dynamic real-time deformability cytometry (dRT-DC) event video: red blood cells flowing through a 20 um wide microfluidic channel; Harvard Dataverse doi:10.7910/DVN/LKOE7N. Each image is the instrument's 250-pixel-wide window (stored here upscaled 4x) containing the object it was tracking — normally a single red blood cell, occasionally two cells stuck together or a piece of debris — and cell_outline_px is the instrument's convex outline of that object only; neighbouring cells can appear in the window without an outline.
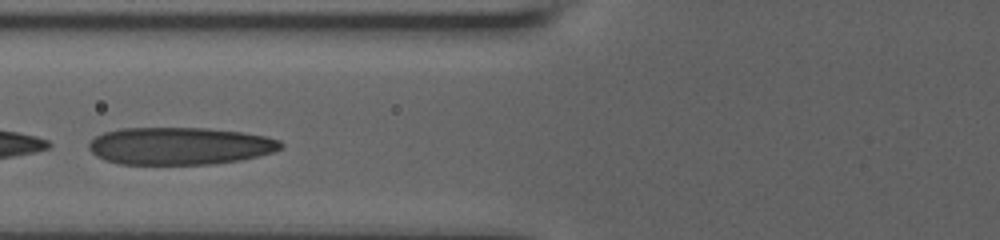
{"species": "human", "species_latin": "Homo sapiens", "temperature_condition": "room temperature", "stored_images_in_passage": 35, "camera_frame_rate_fps": 3000, "um_per_image_px": 0.085, "donor": {"sex": "male"}, "frame": {"image": 1, "passage_image": 11, "time_ms": 3.333, "image_size_px": [1000, 240], "cell_outline_px": [[284, 148], [272, 152], [240, 160], [212, 164], [120, 164], [104, 160], [96, 156], [88, 148], [88, 144], [96, 136], [104, 132], [120, 128], [208, 128], [244, 132], [264, 136], [280, 140], [284, 144]], "centroid_in_image_um": [15.28, 12.4], "position_along_channel_um": 110.5, "area_um2": 42.02}}
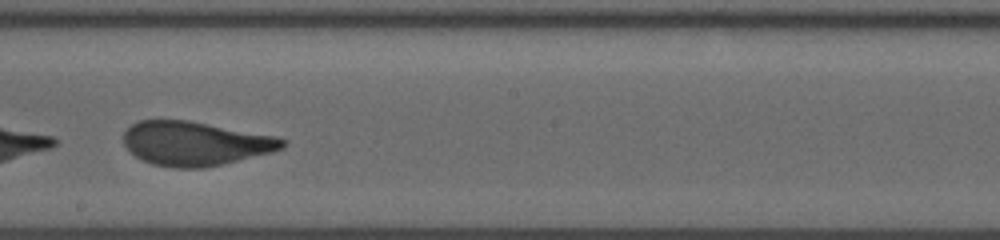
{"frame": {"image": 2, "passage_image": 21, "time_ms": 6.667, "image_size_px": [1000, 240], "cell_outline_px": [[288, 144], [284, 148], [272, 152], [204, 168], [172, 168], [152, 164], [140, 160], [124, 144], [124, 132], [132, 124], [140, 120], [188, 120], [276, 136], [288, 140]], "centroid_in_image_um": [16.61, 12.2], "position_along_channel_um": 231.6, "area_um2": 40.86}}
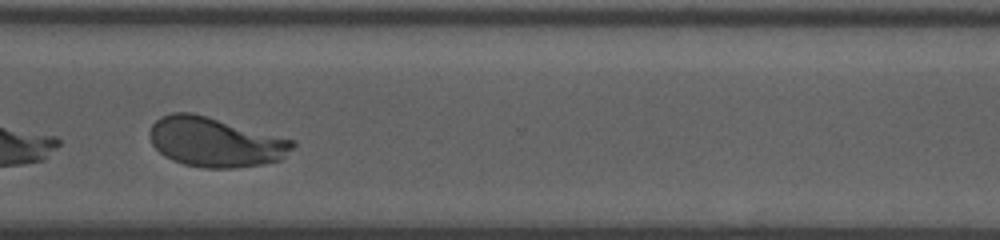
{"frame": {"image": 3, "passage_image": 31, "time_ms": 10.0, "image_size_px": [1000, 240], "cell_outline_px": [[296, 144], [280, 160], [264, 164], [232, 168], [204, 168], [184, 164], [172, 160], [164, 156], [152, 144], [148, 136], [148, 132], [152, 124], [160, 116], [172, 112], [192, 112], [208, 116], [296, 140]], "centroid_in_image_um": [18.28, 12.06], "position_along_channel_um": 352.3, "area_um2": 41.62}, "authors_computed_cell_mechanics": {"area_um2": 41.6738, "velocity_mm_per_s": 3.6291, "shape_relaxation_time_tau1_ms": 2.7159, "shape_relaxation_time_tau2_ms": 1.0528, "deformation_change_tau1": 0.3262, "deformation_change_tau2": 0.0832}}